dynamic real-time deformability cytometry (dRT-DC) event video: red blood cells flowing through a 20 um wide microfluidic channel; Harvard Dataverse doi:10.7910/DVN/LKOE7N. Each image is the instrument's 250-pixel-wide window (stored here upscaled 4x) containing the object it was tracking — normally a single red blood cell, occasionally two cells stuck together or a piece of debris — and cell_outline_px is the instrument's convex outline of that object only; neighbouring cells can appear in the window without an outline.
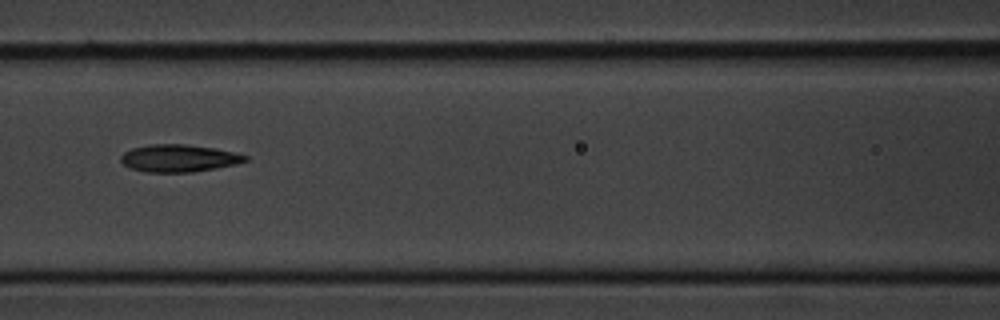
{"species": "common noctule bat (a hibernating species)", "species_latin": "Nyctalus noctula", "temperature_condition": "cold", "stored_images_in_passage": 10, "camera_frame_rate_fps": 3000, "um_per_image_px": 0.085, "animal": {"sex": "male", "body_mass_g": 20.1, "forearm_length_mm": 53.5}, "frame": {"image": 1, "passage_image": 4, "time_ms": 3.667, "image_size_px": [1000, 320], "cell_outline_px": [[248, 160], [236, 164], [216, 168], [192, 172], [148, 172], [132, 168], [124, 164], [120, 160], [120, 156], [124, 152], [132, 148], [148, 144], [184, 144], [216, 148], [236, 152], [248, 156]], "centroid_in_image_um": [15.22, 13.44], "position_along_channel_um": 151.4, "area_um2": 19.88}}
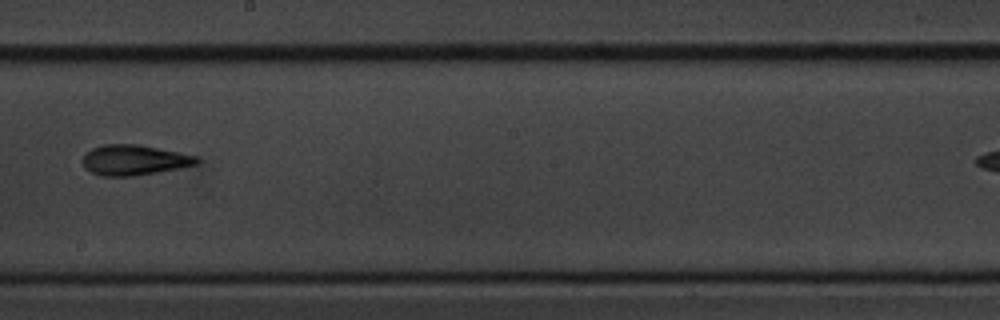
{"frame": {"image": 2, "passage_image": 6, "time_ms": 6.0, "image_size_px": [1000, 320], "cell_outline_px": [[200, 160], [196, 164], [180, 168], [132, 176], [100, 176], [84, 168], [84, 156], [92, 148], [104, 144], [140, 144], [200, 156]], "centroid_in_image_um": [11.45, 13.59], "position_along_channel_um": 236.8, "area_um2": 20.17}}
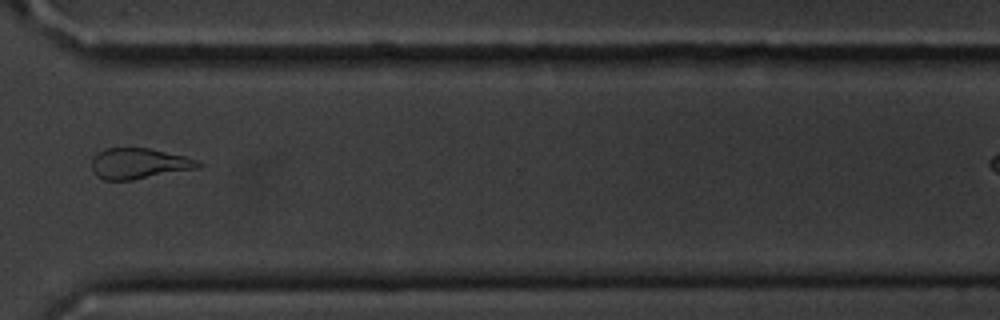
{"frame": {"image": 3, "passage_image": 9, "time_ms": 9.333, "image_size_px": [1000, 320], "cell_outline_px": [[204, 164], [200, 168], [132, 180], [104, 180], [96, 176], [92, 172], [92, 156], [96, 152], [108, 148], [148, 148], [184, 156], [200, 160]], "centroid_in_image_um": [11.81, 13.9], "position_along_channel_um": 358.8, "area_um2": 19.31}}